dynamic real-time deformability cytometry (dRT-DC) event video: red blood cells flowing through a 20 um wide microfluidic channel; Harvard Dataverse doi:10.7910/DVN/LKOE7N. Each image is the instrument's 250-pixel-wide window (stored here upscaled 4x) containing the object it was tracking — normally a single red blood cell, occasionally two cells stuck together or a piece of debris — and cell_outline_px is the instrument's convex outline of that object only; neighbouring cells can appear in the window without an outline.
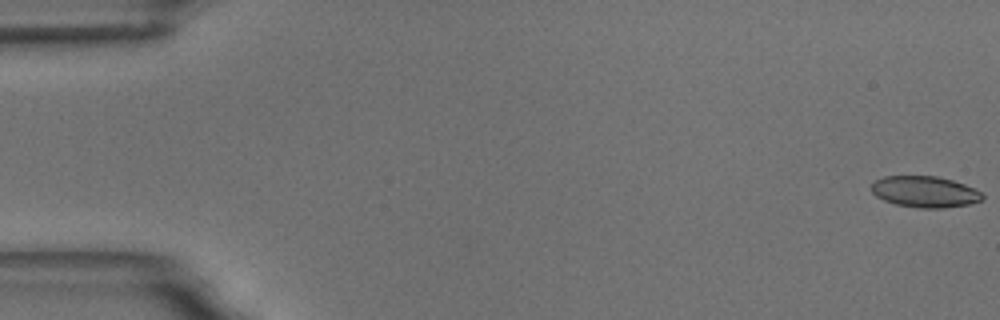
{"species": "common noctule bat (a hibernating species)", "species_latin": "Nyctalus noctula", "temperature_condition": "room temperature", "stored_images_in_passage": 6, "camera_frame_rate_fps": 3000, "um_per_image_px": 0.085, "animal": {"sex": "male", "body_mass_g": 18.8}, "frame": {"image": 1, "passage_image": 1, "time_ms": 0.0, "image_size_px": [1000, 320], "cell_outline_px": [[984, 196], [980, 200], [968, 204], [944, 208], [920, 208], [896, 204], [884, 200], [876, 196], [872, 192], [872, 184], [876, 180], [884, 176], [936, 176], [952, 180], [976, 188]], "centroid_in_image_um": [78.61, 16.29], "position_along_channel_um": 6.4, "area_um2": 20.06}}
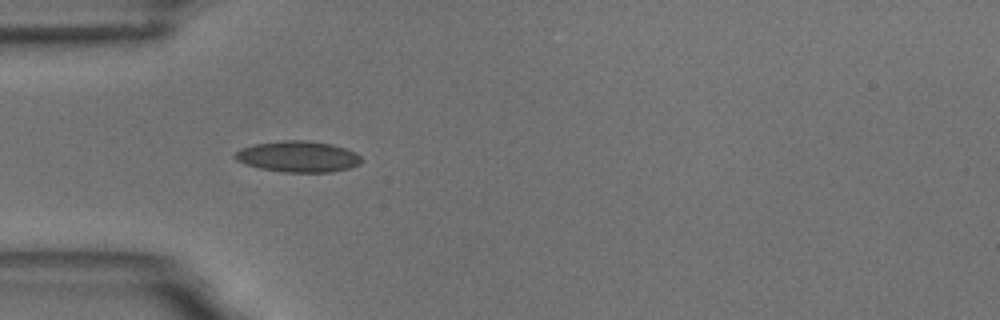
{"frame": {"image": 2, "passage_image": 5, "time_ms": 5.667, "image_size_px": [1000, 320], "cell_outline_px": [[364, 160], [360, 164], [352, 168], [332, 172], [280, 172], [260, 168], [244, 164], [236, 160], [232, 156], [240, 148], [256, 144], [284, 140], [304, 140], [332, 144], [356, 152]], "centroid_in_image_um": [25.35, 13.32], "position_along_channel_um": 59.6, "area_um2": 23.12}}
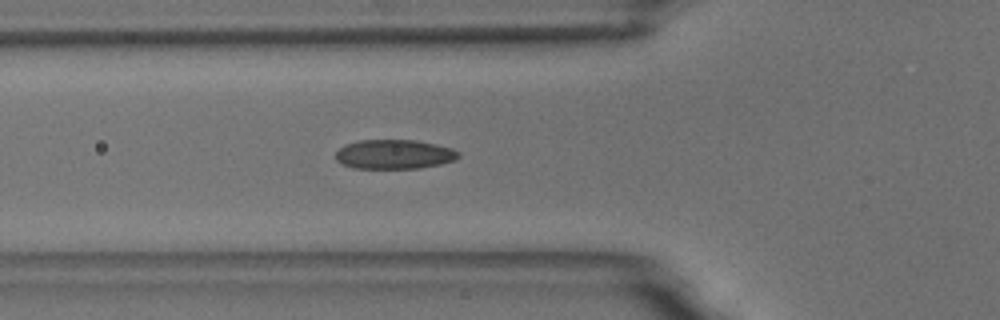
{"frame": {"image": 3, "passage_image": 6, "time_ms": 6.667, "image_size_px": [1000, 320], "cell_outline_px": [[460, 156], [456, 160], [440, 164], [420, 168], [352, 168], [340, 164], [336, 160], [336, 152], [344, 144], [360, 140], [416, 140], [436, 144], [452, 148], [460, 152]], "centroid_in_image_um": [33.51, 13.11], "position_along_channel_um": 92.3, "area_um2": 21.21}}